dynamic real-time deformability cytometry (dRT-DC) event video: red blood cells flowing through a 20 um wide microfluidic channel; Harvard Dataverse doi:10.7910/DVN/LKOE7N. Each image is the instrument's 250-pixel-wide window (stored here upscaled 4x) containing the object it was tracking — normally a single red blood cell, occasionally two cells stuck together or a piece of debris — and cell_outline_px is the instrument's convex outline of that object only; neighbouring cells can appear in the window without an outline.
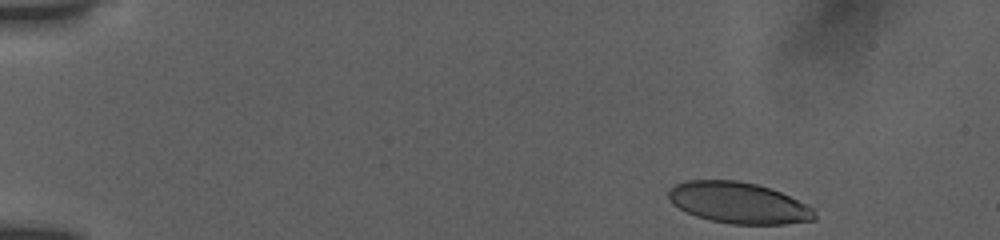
{"species": "human", "species_latin": "Homo sapiens", "temperature_condition": "room temperature", "stored_images_in_passage": 16, "camera_frame_rate_fps": 3000, "um_per_image_px": 0.085, "donor": {"sex": "female"}, "frame": {"image": 1, "passage_image": 1, "time_ms": 0.0, "image_size_px": [1000, 240], "cell_outline_px": [[816, 220], [784, 224], [732, 224], [712, 220], [696, 216], [672, 204], [668, 196], [668, 192], [676, 184], [684, 180], [736, 180], [756, 184], [780, 192], [812, 208], [816, 216]], "centroid_in_image_um": [62.76, 17.24], "position_along_channel_um": 22.2, "area_um2": 34.68}}
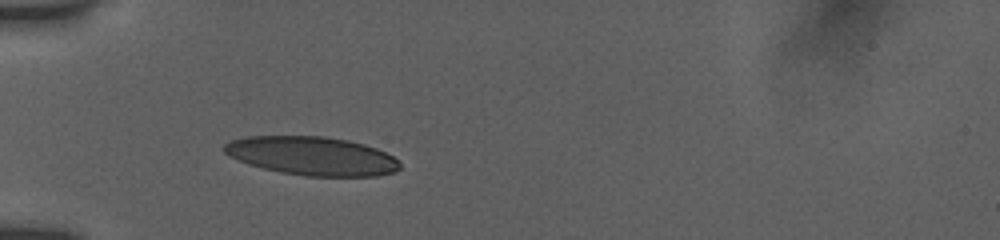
{"frame": {"image": 2, "passage_image": 15, "time_ms": 3.667, "image_size_px": [1000, 240], "cell_outline_px": [[400, 168], [396, 172], [376, 176], [304, 176], [280, 172], [248, 164], [228, 156], [224, 152], [224, 144], [232, 140], [248, 136], [324, 136], [348, 140], [364, 144], [376, 148], [392, 156], [400, 164]], "centroid_in_image_um": [26.51, 13.25], "position_along_channel_um": 58.5, "area_um2": 39.54}}